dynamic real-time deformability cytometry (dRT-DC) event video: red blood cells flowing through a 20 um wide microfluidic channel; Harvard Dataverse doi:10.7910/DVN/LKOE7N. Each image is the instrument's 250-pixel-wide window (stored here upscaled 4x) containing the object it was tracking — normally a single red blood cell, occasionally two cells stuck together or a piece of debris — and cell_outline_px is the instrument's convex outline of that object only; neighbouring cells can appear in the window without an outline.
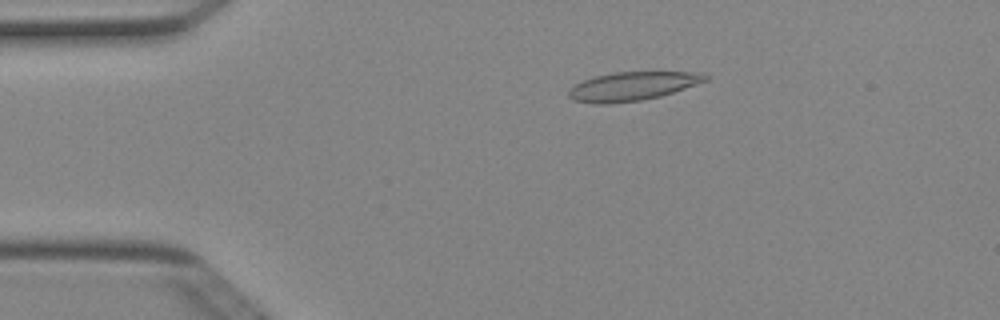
{"species": "Egyptian fruit bat (a non-hibernating species)", "species_latin": "Rousettus aegyptiacus", "temperature_condition": "cold", "stored_images_in_passage": 50, "camera_frame_rate_fps": 3000, "um_per_image_px": 0.085, "animal": {"sex": "female"}, "frame": {"image": 1, "passage_image": 9, "time_ms": 2.667, "image_size_px": [1000, 320], "cell_outline_px": [[708, 80], [660, 96], [640, 100], [608, 104], [592, 104], [572, 100], [568, 96], [568, 88], [584, 80], [596, 76], [616, 72], [700, 72], [708, 76]], "centroid_in_image_um": [53.7, 7.33], "position_along_channel_um": 31.3, "area_um2": 22.72}}
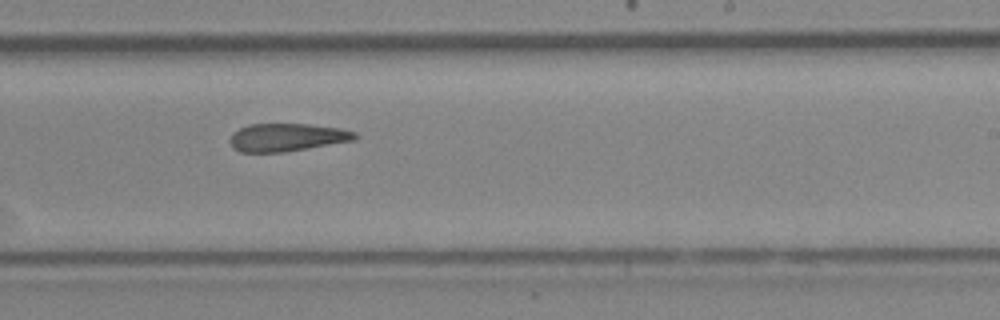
{"frame": {"image": 2, "passage_image": 30, "time_ms": 9.667, "image_size_px": [1000, 320], "cell_outline_px": [[356, 140], [284, 152], [240, 152], [232, 148], [228, 140], [232, 132], [248, 124], [308, 124], [340, 128], [356, 132]], "centroid_in_image_um": [24.35, 11.67], "position_along_channel_um": 264.7, "area_um2": 20.46}}
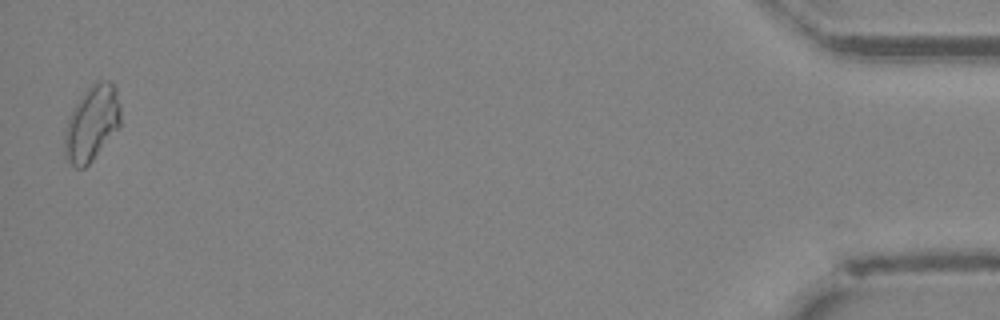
{"frame": {"image": 3, "passage_image": 49, "time_ms": 16.0, "image_size_px": [1000, 320], "cell_outline_px": [[120, 124], [92, 160], [84, 168], [76, 168], [64, 156], [64, 128], [68, 116], [72, 108], [84, 92], [92, 84], [100, 80], [108, 80], [116, 88], [120, 108]], "centroid_in_image_um": [7.76, 10.47], "position_along_channel_um": 427.4, "area_um2": 24.39}, "authors_computed_cell_mechanics": {"area_um2": 21.8195, "velocity_mm_per_s": 4.0069, "shape_relaxation_time_tau1_ms": null, "shape_relaxation_time_tau2_ms": 5.0227, "deformation_change_tau1": null, "deformation_change_tau2": 0.1536}}